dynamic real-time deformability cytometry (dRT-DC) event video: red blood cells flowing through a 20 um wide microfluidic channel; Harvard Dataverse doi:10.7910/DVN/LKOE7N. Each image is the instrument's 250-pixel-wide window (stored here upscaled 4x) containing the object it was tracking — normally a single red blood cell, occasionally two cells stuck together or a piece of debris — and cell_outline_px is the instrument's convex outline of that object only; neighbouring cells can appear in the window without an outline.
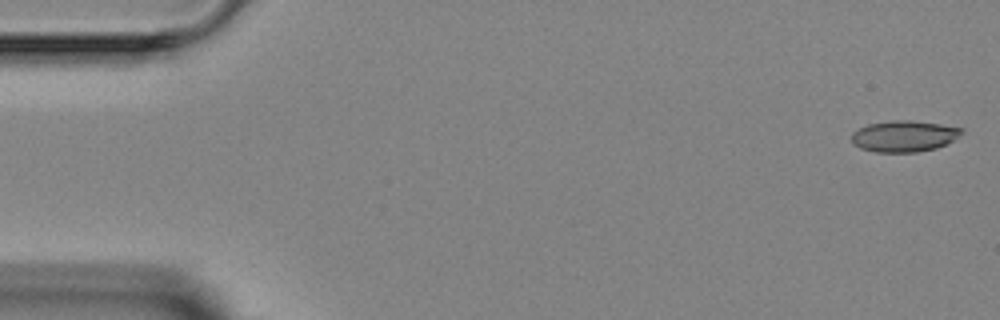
{"species": "Egyptian fruit bat (a non-hibernating species)", "species_latin": "Rousettus aegyptiacus", "temperature_condition": "room temperature", "stored_images_in_passage": 5, "camera_frame_rate_fps": 3000, "um_per_image_px": 0.085, "animal": {"sex": "female"}, "frame": {"image": 1, "passage_image": 1, "time_ms": 0.0, "image_size_px": [1000, 320], "cell_outline_px": [[964, 132], [952, 140], [936, 148], [916, 152], [876, 152], [860, 148], [852, 140], [852, 132], [868, 124], [896, 120], [912, 120], [940, 124], [964, 128]], "centroid_in_image_um": [76.86, 11.57], "position_along_channel_um": 8.1, "area_um2": 19.83}}
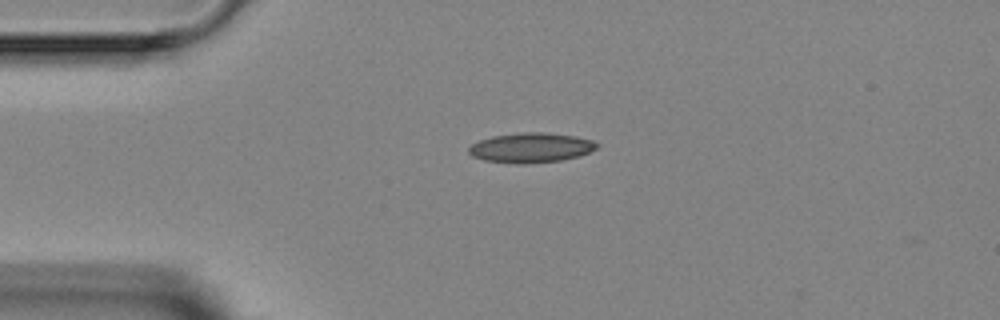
{"frame": {"image": 2, "passage_image": 4, "time_ms": 3.333, "image_size_px": [1000, 320], "cell_outline_px": [[600, 144], [596, 148], [580, 156], [560, 160], [524, 164], [516, 164], [484, 160], [472, 156], [468, 152], [468, 148], [472, 144], [480, 140], [492, 136], [524, 132], [544, 132], [576, 136], [592, 140]], "centroid_in_image_um": [45.13, 12.55], "position_along_channel_um": 39.9, "area_um2": 22.25}}